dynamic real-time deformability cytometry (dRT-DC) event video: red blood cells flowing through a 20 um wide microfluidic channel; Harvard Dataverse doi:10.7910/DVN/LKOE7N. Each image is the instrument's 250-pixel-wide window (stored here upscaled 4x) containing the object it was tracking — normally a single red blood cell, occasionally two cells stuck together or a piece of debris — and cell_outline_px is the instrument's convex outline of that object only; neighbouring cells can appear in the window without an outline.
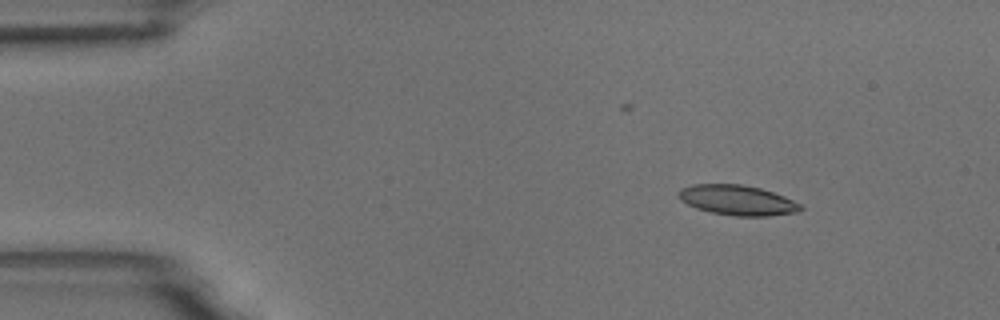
{"species": "common noctule bat (a hibernating species)", "species_latin": "Nyctalus noctula", "temperature_condition": "room temperature", "stored_images_in_passage": 5, "camera_frame_rate_fps": 3000, "um_per_image_px": 0.085, "animal": {"sex": "male", "body_mass_g": 18.8}, "frame": {"image": 1, "passage_image": 1, "time_ms": 0.0, "image_size_px": [1000, 320], "cell_outline_px": [[804, 208], [796, 212], [768, 216], [732, 216], [712, 212], [696, 208], [680, 200], [676, 196], [676, 192], [680, 188], [692, 184], [740, 184], [760, 188], [784, 196], [800, 204]], "centroid_in_image_um": [62.62, 17.01], "position_along_channel_um": 22.4, "area_um2": 21.44}}
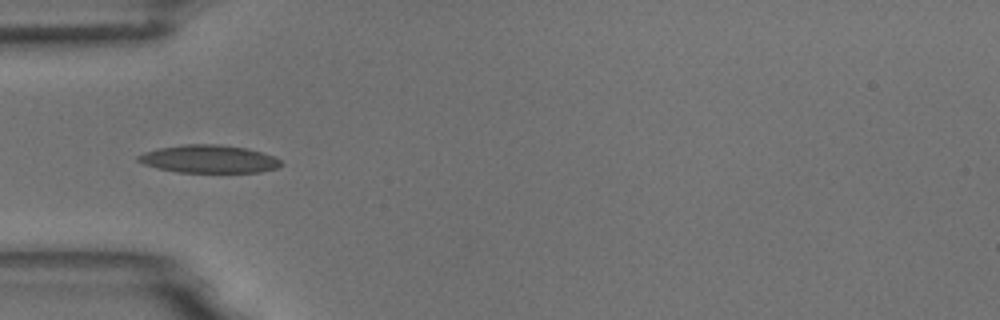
{"frame": {"image": 2, "passage_image": 4, "time_ms": 3.333, "image_size_px": [1000, 320], "cell_outline_px": [[284, 164], [276, 168], [260, 172], [176, 172], [156, 168], [144, 164], [136, 160], [136, 156], [144, 152], [160, 148], [184, 144], [220, 144], [248, 148], [272, 156], [280, 160]], "centroid_in_image_um": [17.74, 13.51], "position_along_channel_um": 67.3, "area_um2": 23.24}}